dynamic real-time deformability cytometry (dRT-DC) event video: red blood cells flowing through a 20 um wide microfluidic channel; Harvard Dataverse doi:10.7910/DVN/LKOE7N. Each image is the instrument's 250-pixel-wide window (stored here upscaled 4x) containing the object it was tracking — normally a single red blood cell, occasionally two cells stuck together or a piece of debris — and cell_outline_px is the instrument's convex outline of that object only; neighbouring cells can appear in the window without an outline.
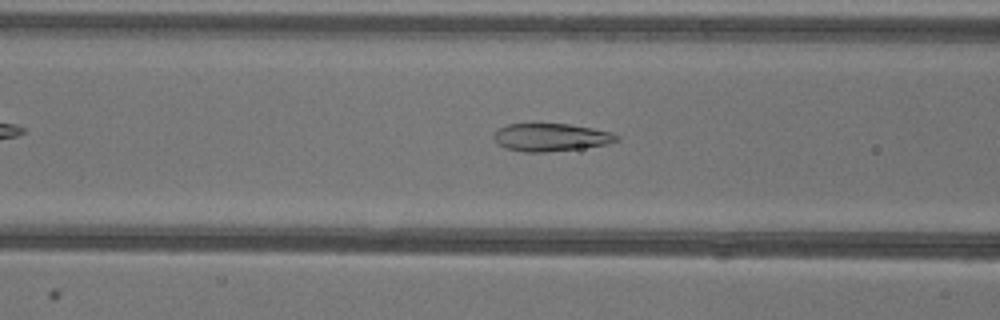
{"species": "common noctule bat (a hibernating species)", "species_latin": "Nyctalus noctula", "temperature_condition": "warm", "stored_images_in_passage": 44, "camera_frame_rate_fps": 3000, "um_per_image_px": 0.085, "animal": {"sex": "female"}, "frame": {"image": 1, "passage_image": 12, "time_ms": 3.667, "image_size_px": [1000, 320], "cell_outline_px": [[620, 140], [608, 144], [544, 152], [524, 152], [504, 148], [496, 144], [492, 136], [500, 128], [508, 124], [536, 120], [568, 124], [592, 128], [612, 132], [620, 136]], "centroid_in_image_um": [46.77, 11.62], "position_along_channel_um": 119.8, "area_um2": 20.69}}
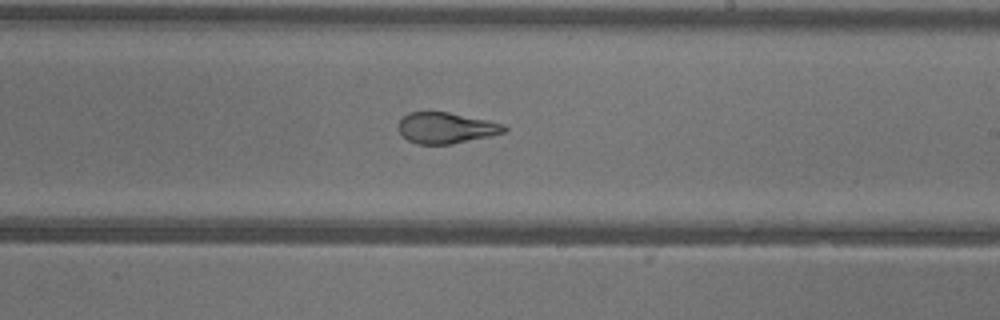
{"frame": {"image": 2, "passage_image": 22, "time_ms": 7.0, "image_size_px": [1000, 320], "cell_outline_px": [[508, 128], [504, 132], [488, 136], [452, 144], [416, 144], [408, 140], [400, 132], [400, 120], [408, 112], [448, 112], [504, 124]], "centroid_in_image_um": [37.91, 10.87], "position_along_channel_um": 251.1, "area_um2": 18.73}}
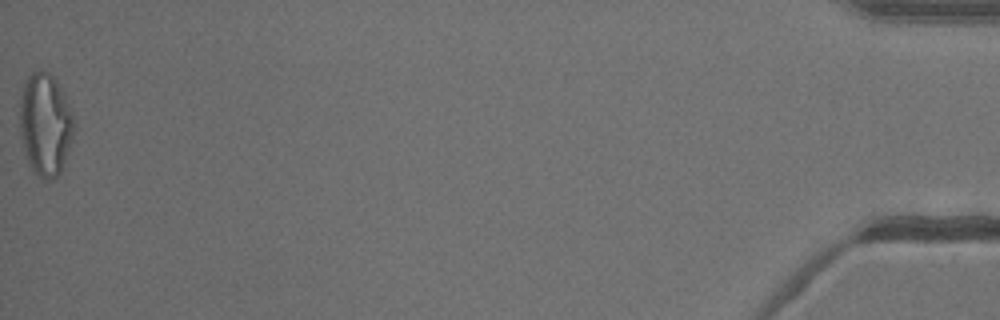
{"frame": {"image": 3, "passage_image": 44, "time_ms": 14.333, "image_size_px": [1000, 320], "cell_outline_px": [[72, 140], [60, 172], [52, 180], [44, 180], [36, 176], [32, 172], [24, 156], [20, 132], [20, 96], [24, 80], [32, 72], [48, 72], [56, 80], [64, 92], [72, 112]], "centroid_in_image_um": [3.81, 10.61], "position_along_channel_um": 431.4, "area_um2": 32.54}, "authors_computed_cell_mechanics": {"area_um2": 21.6461, "velocity_mm_per_s": 3.941, "shape_relaxation_time_tau1_ms": 4.2077, "shape_relaxation_time_tau2_ms": 0.8248, "deformation_change_tau1": 0.1878, "deformation_change_tau2": 0.0897}}